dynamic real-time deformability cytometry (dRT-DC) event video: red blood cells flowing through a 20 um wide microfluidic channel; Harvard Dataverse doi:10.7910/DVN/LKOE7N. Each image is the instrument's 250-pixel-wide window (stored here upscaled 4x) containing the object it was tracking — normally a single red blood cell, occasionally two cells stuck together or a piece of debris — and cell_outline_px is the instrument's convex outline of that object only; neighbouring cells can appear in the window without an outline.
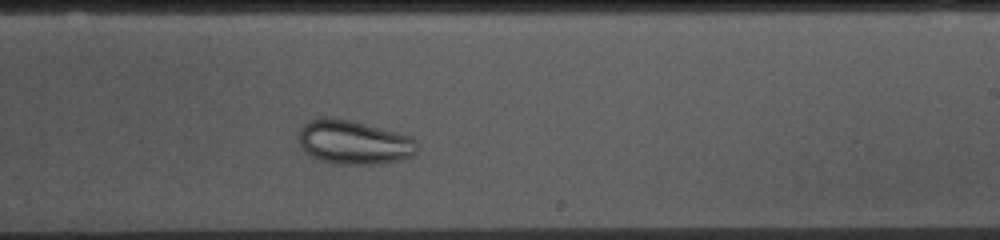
{"species": "common noctule bat (a hibernating species)", "species_latin": "Nyctalus noctula", "temperature_condition": "cold", "stored_images_in_passage": 36, "camera_frame_rate_fps": 3000, "um_per_image_px": 0.085, "animal": {"sex": "female", "body_mass_g": 10.0, "forearm_length_mm": 53.1}, "frame": {"image": 1, "passage_image": 24, "time_ms": 7.667, "image_size_px": [1000, 240], "cell_outline_px": [[416, 152], [412, 156], [396, 160], [372, 164], [336, 164], [320, 160], [312, 156], [300, 144], [300, 128], [308, 120], [320, 116], [328, 116], [348, 120], [412, 136], [416, 140]], "centroid_in_image_um": [30.06, 12.08], "position_along_channel_um": 258.9, "area_um2": 30.0}}
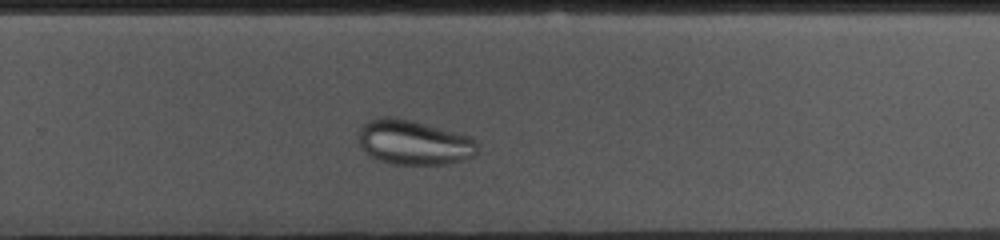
{"frame": {"image": 2, "passage_image": 27, "time_ms": 8.667, "image_size_px": [1000, 240], "cell_outline_px": [[476, 152], [472, 156], [460, 160], [444, 164], [392, 164], [376, 160], [360, 148], [360, 124], [368, 120], [380, 116], [388, 116], [412, 120], [472, 136], [476, 140]], "centroid_in_image_um": [35.13, 12.09], "position_along_channel_um": 294.7, "area_um2": 31.1}}
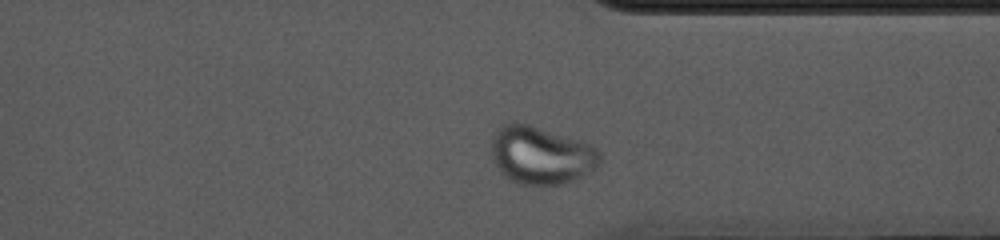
{"frame": {"image": 3, "passage_image": 33, "time_ms": 10.667, "image_size_px": [1000, 240], "cell_outline_px": [[600, 164], [596, 168], [576, 180], [560, 184], [520, 184], [512, 180], [500, 172], [496, 168], [492, 156], [492, 140], [496, 128], [504, 124], [528, 124], [596, 144], [600, 152]], "centroid_in_image_um": [46.04, 13.19], "position_along_channel_um": 365.4, "area_um2": 36.76}}